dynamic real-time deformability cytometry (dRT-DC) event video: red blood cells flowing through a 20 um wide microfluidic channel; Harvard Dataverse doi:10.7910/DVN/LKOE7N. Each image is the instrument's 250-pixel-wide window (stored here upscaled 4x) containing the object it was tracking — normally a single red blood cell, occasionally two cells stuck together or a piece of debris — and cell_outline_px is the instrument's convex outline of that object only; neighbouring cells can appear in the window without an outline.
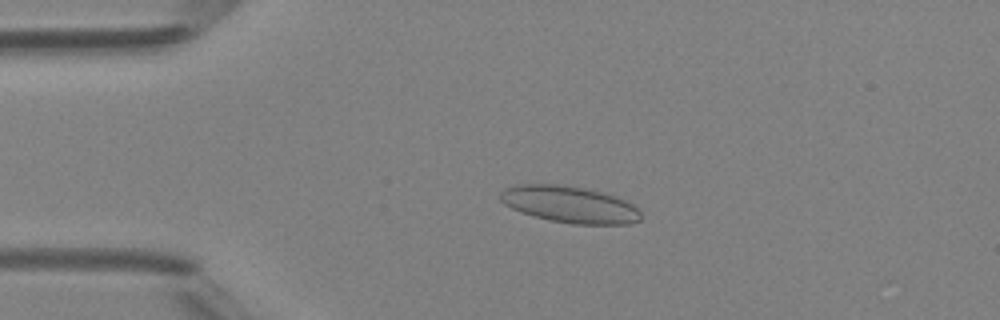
{"species": "Egyptian fruit bat (a non-hibernating species)", "species_latin": "Rousettus aegyptiacus", "temperature_condition": "room temperature", "stored_images_in_passage": 8, "camera_frame_rate_fps": 3000, "um_per_image_px": 0.085, "animal": {"sex": "female"}, "frame": {"image": 1, "passage_image": 3, "time_ms": 2.333, "image_size_px": [1000, 320], "cell_outline_px": [[640, 220], [628, 224], [572, 224], [548, 220], [520, 212], [504, 204], [500, 200], [500, 192], [504, 188], [520, 184], [556, 184], [584, 188], [604, 192], [620, 196], [628, 200], [640, 208]], "centroid_in_image_um": [48.46, 17.37], "position_along_channel_um": 36.5, "area_um2": 30.46}}
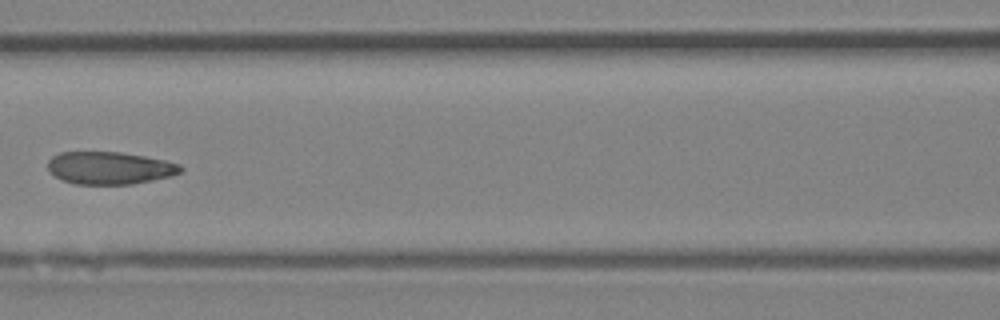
{"frame": {"image": 2, "passage_image": 6, "time_ms": 6.0, "image_size_px": [1000, 320], "cell_outline_px": [[184, 168], [180, 172], [172, 176], [132, 184], [76, 184], [60, 180], [48, 172], [48, 160], [52, 156], [60, 152], [120, 152], [144, 156], [164, 160], [180, 164]], "centroid_in_image_um": [9.29, 14.28], "position_along_channel_um": 157.3, "area_um2": 25.32}}
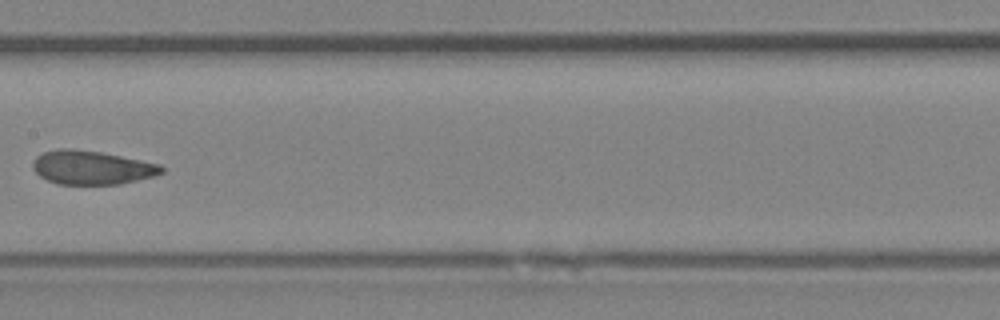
{"frame": {"image": 3, "passage_image": 7, "time_ms": 7.0, "image_size_px": [1000, 320], "cell_outline_px": [[164, 172], [152, 176], [120, 184], [56, 184], [40, 176], [32, 168], [32, 164], [36, 156], [44, 152], [60, 148], [72, 148], [100, 152], [160, 164], [164, 168]], "centroid_in_image_um": [7.77, 14.24], "position_along_channel_um": 199.6, "area_um2": 25.2}}